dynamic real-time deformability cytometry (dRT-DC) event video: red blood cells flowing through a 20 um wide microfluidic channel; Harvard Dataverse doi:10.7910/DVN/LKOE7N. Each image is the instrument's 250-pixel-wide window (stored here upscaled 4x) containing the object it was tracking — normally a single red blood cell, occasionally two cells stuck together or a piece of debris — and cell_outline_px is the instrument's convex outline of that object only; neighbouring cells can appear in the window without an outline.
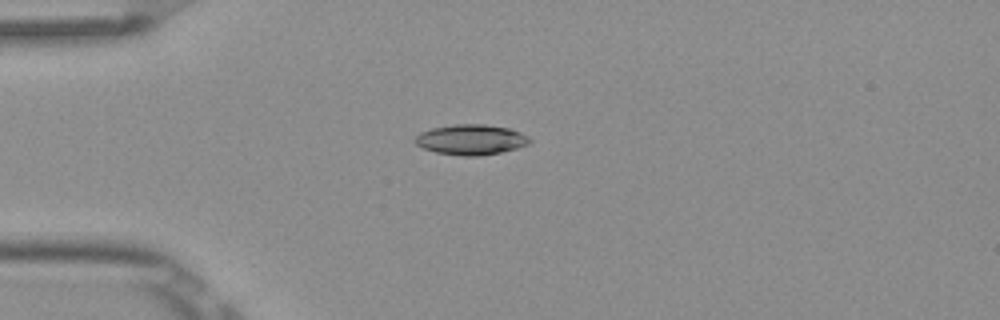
{"species": "Egyptian fruit bat (a non-hibernating species)", "species_latin": "Rousettus aegyptiacus", "temperature_condition": "room temperature", "stored_images_in_passage": 6, "camera_frame_rate_fps": 3000, "um_per_image_px": 0.085, "frame": {"image": 1, "passage_image": 4, "time_ms": 1.0, "image_size_px": [1000, 320], "cell_outline_px": [[532, 140], [528, 144], [516, 148], [500, 152], [480, 156], [460, 156], [436, 152], [424, 148], [416, 144], [412, 140], [420, 132], [432, 128], [452, 124], [484, 124], [508, 128], [520, 132], [528, 136]], "centroid_in_image_um": [40.01, 11.86], "position_along_channel_um": 45.0, "area_um2": 20.29}}
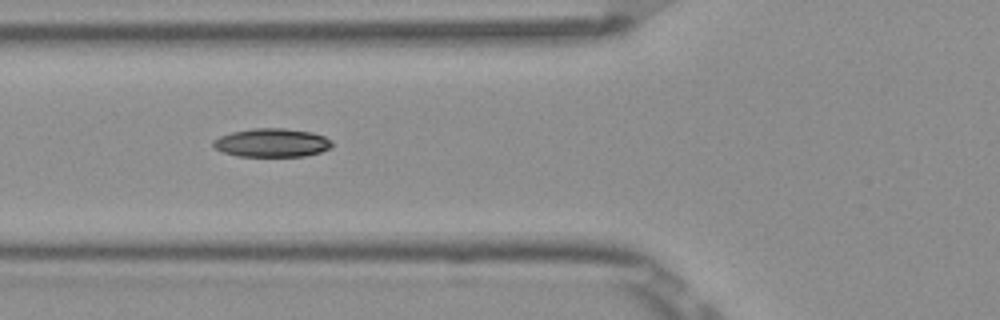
{"frame": {"image": 2, "passage_image": 6, "time_ms": 1.667, "image_size_px": [1000, 320], "cell_outline_px": [[332, 148], [320, 152], [304, 156], [236, 156], [224, 152], [216, 148], [212, 144], [212, 140], [220, 136], [232, 132], [252, 128], [284, 128], [312, 132], [324, 136], [332, 140]], "centroid_in_image_um": [23.13, 12.13], "position_along_channel_um": 102.7, "area_um2": 19.83}}